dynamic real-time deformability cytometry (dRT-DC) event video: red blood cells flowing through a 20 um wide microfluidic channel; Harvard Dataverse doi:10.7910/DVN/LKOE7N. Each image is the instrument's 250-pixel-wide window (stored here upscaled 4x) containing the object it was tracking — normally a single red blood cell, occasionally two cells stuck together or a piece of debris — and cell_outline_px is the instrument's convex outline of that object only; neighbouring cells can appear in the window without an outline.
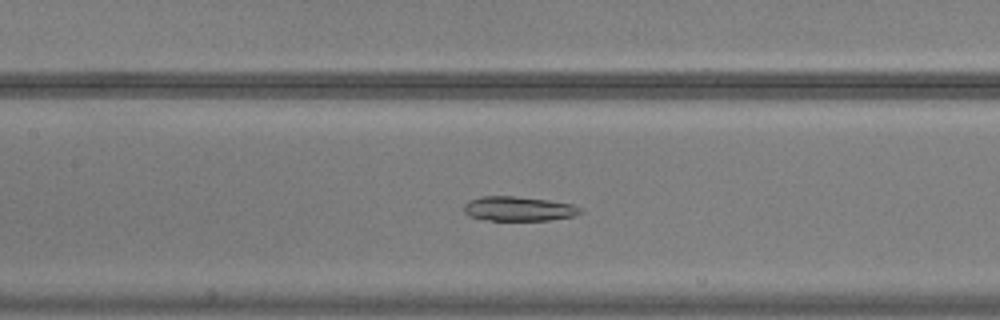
{"species": "common noctule bat (a hibernating species)", "species_latin": "Nyctalus noctula", "temperature_condition": "warm", "stored_images_in_passage": 51, "camera_frame_rate_fps": 3000, "um_per_image_px": 0.085, "animal": {"sex": "male", "body_mass_g": 20.5, "forearm_length_mm": 52.5}, "frame": {"image": 1, "passage_image": 21, "time_ms": 6.667, "image_size_px": [1000, 320], "cell_outline_px": [[584, 212], [572, 216], [548, 220], [484, 220], [468, 216], [464, 212], [464, 204], [468, 200], [480, 196], [516, 196], [548, 200], [572, 204], [580, 208]], "centroid_in_image_um": [44.03, 17.74], "position_along_channel_um": 163.4, "area_um2": 16.7}}
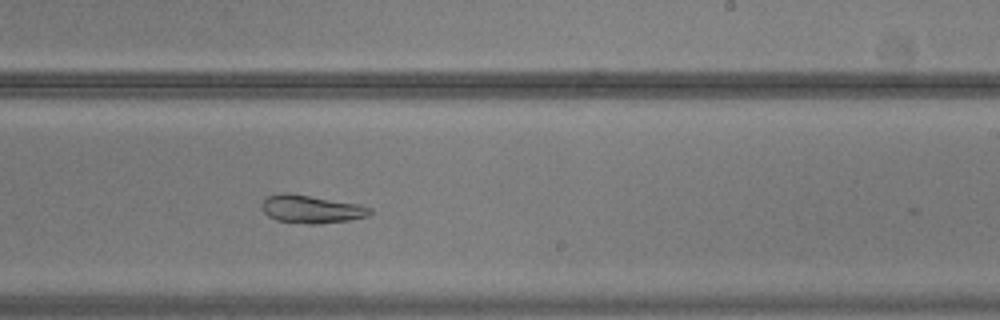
{"frame": {"image": 2, "passage_image": 29, "time_ms": 9.333, "image_size_px": [1000, 320], "cell_outline_px": [[372, 212], [368, 216], [348, 220], [316, 224], [308, 224], [276, 220], [268, 216], [260, 208], [260, 204], [268, 196], [284, 192], [360, 204], [372, 208]], "centroid_in_image_um": [26.44, 17.78], "position_along_channel_um": 262.6, "area_um2": 17.57}}
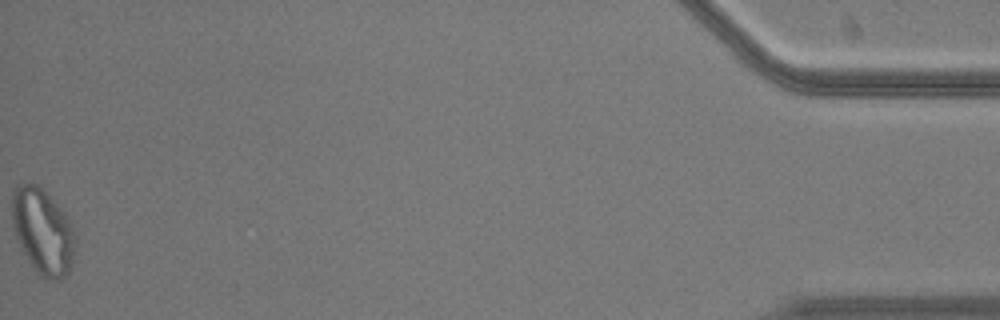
{"frame": {"image": 3, "passage_image": 50, "time_ms": 16.333, "image_size_px": [1000, 320], "cell_outline_px": [[76, 240], [72, 264], [68, 272], [60, 280], [48, 280], [40, 276], [36, 272], [28, 260], [20, 244], [12, 224], [12, 192], [16, 184], [36, 184], [60, 208], [68, 220], [76, 236]], "centroid_in_image_um": [3.63, 19.7], "position_along_channel_um": 431.6, "area_um2": 31.15}}